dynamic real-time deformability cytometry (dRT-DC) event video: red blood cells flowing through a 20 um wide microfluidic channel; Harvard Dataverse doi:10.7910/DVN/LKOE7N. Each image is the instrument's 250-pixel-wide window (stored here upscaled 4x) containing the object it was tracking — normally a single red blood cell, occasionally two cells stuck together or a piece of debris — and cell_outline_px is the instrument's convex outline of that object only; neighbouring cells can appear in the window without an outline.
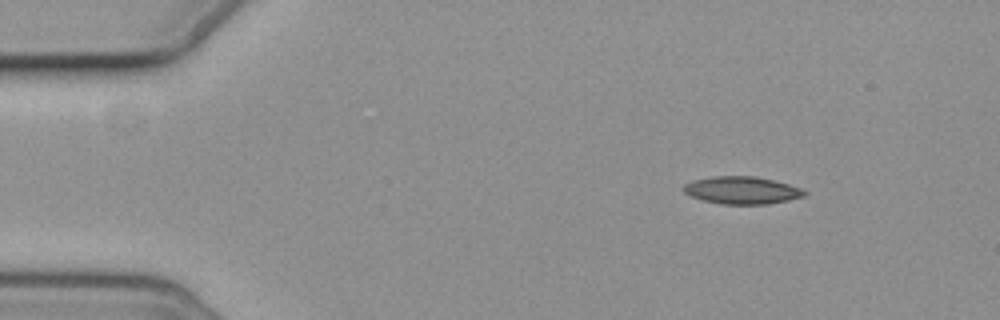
{"species": "common noctule bat (a hibernating species)", "species_latin": "Nyctalus noctula", "temperature_condition": "cold", "stored_images_in_passage": 4, "camera_frame_rate_fps": 3000, "um_per_image_px": 0.085, "animal": {"sex": "female", "body_mass_g": 19.3, "forearm_length_mm": 54.1}, "frame": {"image": 1, "passage_image": 2, "time_ms": 1.0, "image_size_px": [1000, 320], "cell_outline_px": [[808, 192], [804, 196], [788, 200], [768, 204], [720, 204], [704, 200], [692, 196], [684, 192], [680, 188], [684, 184], [692, 180], [712, 176], [756, 176], [788, 184], [800, 188]], "centroid_in_image_um": [63.03, 16.17], "position_along_channel_um": 22.0, "area_um2": 19.36}}